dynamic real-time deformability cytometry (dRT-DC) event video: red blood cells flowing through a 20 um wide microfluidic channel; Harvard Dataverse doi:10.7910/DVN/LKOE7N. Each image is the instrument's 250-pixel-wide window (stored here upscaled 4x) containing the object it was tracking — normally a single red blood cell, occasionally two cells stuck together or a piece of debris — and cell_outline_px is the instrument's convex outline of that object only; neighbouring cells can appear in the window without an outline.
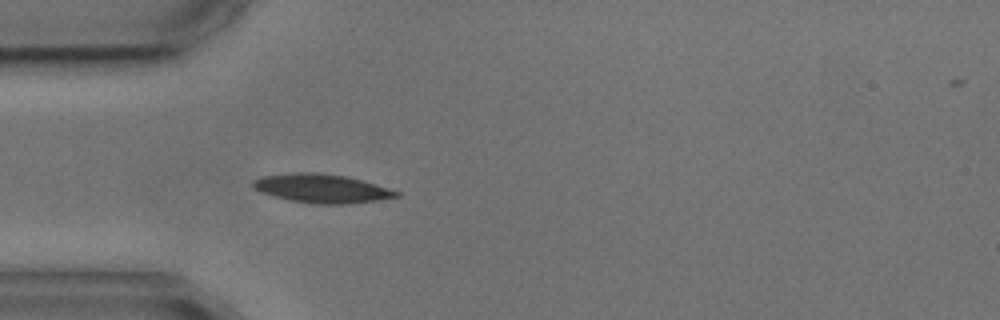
{"species": "common noctule bat (a hibernating species)", "species_latin": "Nyctalus noctula", "temperature_condition": "cold", "stored_images_in_passage": 5, "camera_frame_rate_fps": 3000, "um_per_image_px": 0.085, "animal": {"sex": "male", "body_mass_g": 17.9, "forearm_length_mm": 54.2}, "frame": {"image": 1, "passage_image": 5, "time_ms": 4.667, "image_size_px": [1000, 320], "cell_outline_px": [[400, 196], [376, 200], [348, 204], [316, 204], [288, 200], [272, 196], [260, 192], [252, 184], [252, 180], [264, 176], [292, 172], [320, 172], [344, 176], [376, 184], [400, 192]], "centroid_in_image_um": [27.32, 16.02], "position_along_channel_um": 57.7, "area_um2": 23.99}}